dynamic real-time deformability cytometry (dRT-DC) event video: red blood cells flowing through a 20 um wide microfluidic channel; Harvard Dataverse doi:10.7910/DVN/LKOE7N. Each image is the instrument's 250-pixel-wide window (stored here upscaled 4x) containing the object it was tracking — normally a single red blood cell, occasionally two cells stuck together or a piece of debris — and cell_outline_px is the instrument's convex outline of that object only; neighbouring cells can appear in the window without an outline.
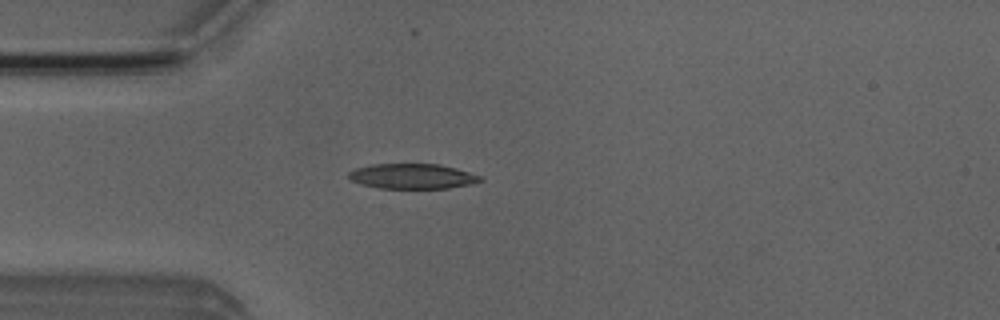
{"species": "Egyptian fruit bat (a non-hibernating species)", "species_latin": "Rousettus aegyptiacus", "temperature_condition": "room temperature", "stored_images_in_passage": 3, "camera_frame_rate_fps": 3000, "um_per_image_px": 0.085, "animal": {"sex": "male"}, "frame": {"image": 1, "passage_image": 2, "time_ms": 1.333, "image_size_px": [1000, 320], "cell_outline_px": [[484, 180], [468, 184], [448, 188], [380, 188], [360, 184], [348, 180], [348, 172], [356, 168], [372, 164], [440, 164], [456, 168], [480, 176]], "centroid_in_image_um": [34.99, 14.98], "position_along_channel_um": 50.0, "area_um2": 19.19}}